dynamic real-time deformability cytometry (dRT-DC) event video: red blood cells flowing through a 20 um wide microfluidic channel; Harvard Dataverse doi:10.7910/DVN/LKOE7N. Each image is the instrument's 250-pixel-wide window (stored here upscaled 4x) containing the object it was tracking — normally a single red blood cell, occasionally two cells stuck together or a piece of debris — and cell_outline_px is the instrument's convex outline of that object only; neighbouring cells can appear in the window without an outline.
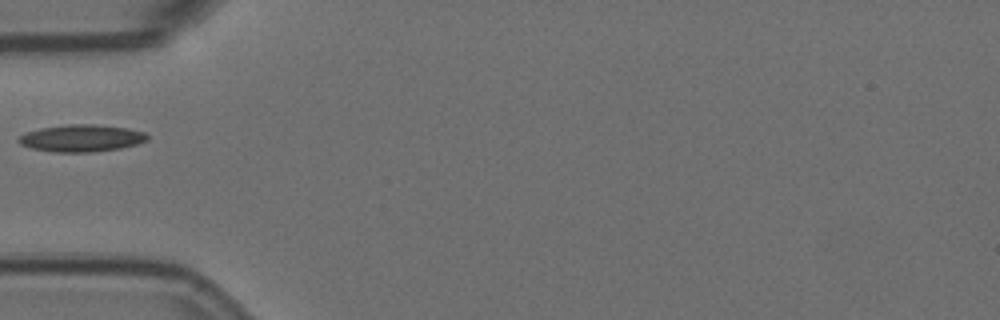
{"species": "Egyptian fruit bat (a non-hibernating species)", "species_latin": "Rousettus aegyptiacus", "temperature_condition": "room temperature", "stored_images_in_passage": 1, "camera_frame_rate_fps": 3000, "um_per_image_px": 0.085, "animal": {"sex": "female"}, "frame": {"image": 1, "passage_image": 1, "time_ms": 0.0, "image_size_px": [1000, 320], "cell_outline_px": [[148, 140], [136, 144], [120, 148], [88, 152], [52, 152], [32, 148], [20, 144], [16, 140], [20, 136], [28, 132], [40, 128], [68, 124], [92, 124], [128, 128], [144, 132], [148, 136]], "centroid_in_image_um": [6.91, 11.74], "position_along_channel_um": 78.1, "area_um2": 20.17}}